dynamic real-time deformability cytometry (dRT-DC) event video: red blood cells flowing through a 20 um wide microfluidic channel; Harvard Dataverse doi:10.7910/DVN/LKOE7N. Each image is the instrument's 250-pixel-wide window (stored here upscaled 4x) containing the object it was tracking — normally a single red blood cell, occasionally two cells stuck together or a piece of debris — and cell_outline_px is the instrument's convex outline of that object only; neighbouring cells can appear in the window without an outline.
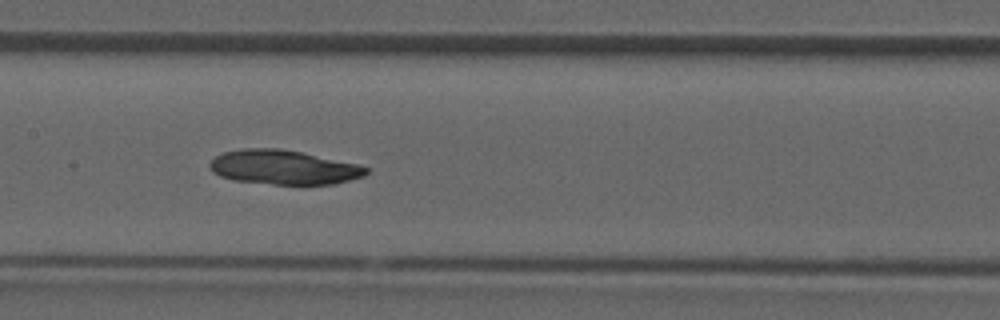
{"species": "common noctule bat (a hibernating species)", "species_latin": "Nyctalus noctula", "temperature_condition": "room temperature", "stored_images_in_passage": 38, "camera_frame_rate_fps": 3000, "um_per_image_px": 0.085, "animal": {"sex": "male", "forearm_length_mm": 52.5}, "frame": {"image": 1, "passage_image": 17, "time_ms": 5.333, "image_size_px": [1000, 320], "cell_outline_px": [[368, 172], [364, 176], [332, 184], [272, 184], [232, 180], [220, 176], [212, 172], [208, 164], [220, 152], [244, 148], [280, 148], [300, 152], [356, 164], [368, 168]], "centroid_in_image_um": [24.03, 14.21], "position_along_channel_um": 183.4, "area_um2": 31.15}}